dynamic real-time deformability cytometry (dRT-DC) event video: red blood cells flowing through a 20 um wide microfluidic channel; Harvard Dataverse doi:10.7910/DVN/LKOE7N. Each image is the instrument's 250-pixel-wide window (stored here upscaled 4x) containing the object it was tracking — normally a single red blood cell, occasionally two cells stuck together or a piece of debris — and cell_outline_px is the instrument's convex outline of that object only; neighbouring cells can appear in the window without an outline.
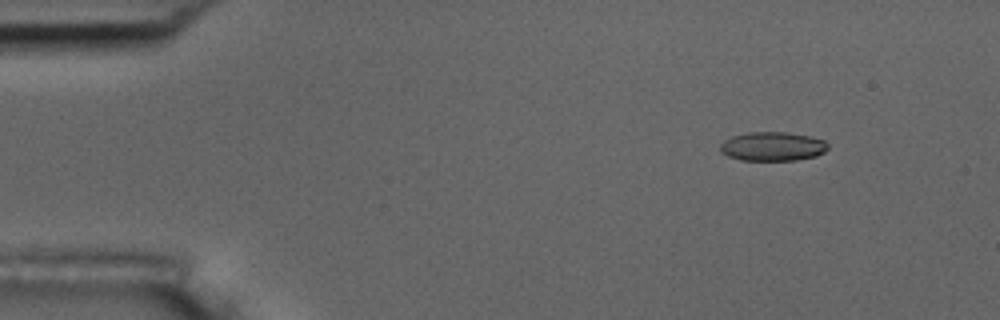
{"species": "common noctule bat (a hibernating species)", "species_latin": "Nyctalus noctula", "temperature_condition": "room temperature", "stored_images_in_passage": 49, "camera_frame_rate_fps": 3000, "um_per_image_px": 0.085, "animal": {"sex": "male", "body_mass_g": 17.5, "forearm_length_mm": 52.3}, "frame": {"image": 1, "passage_image": 1, "time_ms": 0.0, "image_size_px": [1000, 320], "cell_outline_px": [[828, 148], [824, 152], [816, 156], [796, 160], [740, 160], [728, 156], [720, 152], [720, 144], [724, 140], [732, 136], [748, 132], [788, 132], [812, 136], [824, 140], [828, 144]], "centroid_in_image_um": [65.67, 12.44], "position_along_channel_um": 19.3, "area_um2": 18.38}}
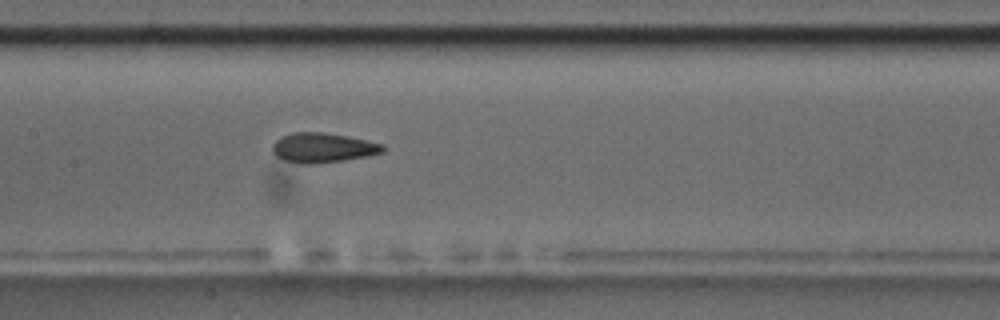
{"frame": {"image": 2, "passage_image": 21, "time_ms": 6.667, "image_size_px": [1000, 320], "cell_outline_px": [[384, 152], [368, 156], [316, 164], [300, 164], [284, 160], [276, 156], [272, 152], [272, 144], [280, 136], [292, 132], [324, 132], [348, 136], [384, 144]], "centroid_in_image_um": [27.41, 12.55], "position_along_channel_um": 180.0, "area_um2": 19.31}}
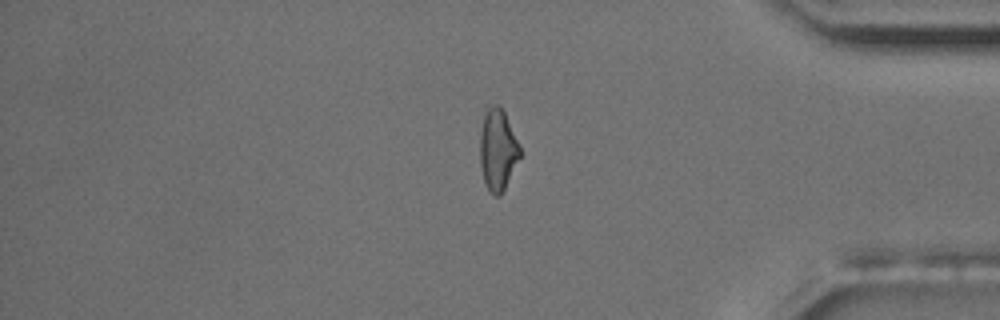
{"frame": {"image": 3, "passage_image": 40, "time_ms": 13.0, "image_size_px": [1000, 320], "cell_outline_px": [[520, 156], [500, 196], [492, 196], [484, 180], [480, 164], [480, 132], [484, 116], [488, 108], [496, 104], [500, 104], [520, 144]], "centroid_in_image_um": [42.3, 12.72], "position_along_channel_um": 392.9, "area_um2": 18.73}, "authors_computed_cell_mechanics": {"area_um2": 19.074, "velocity_mm_per_s": 3.7497, "shape_relaxation_time_tau1_ms": 4.0445, "shape_relaxation_time_tau2_ms": 1.599, "deformation_change_tau1": 0.1424, "deformation_change_tau2": 0.0948}}